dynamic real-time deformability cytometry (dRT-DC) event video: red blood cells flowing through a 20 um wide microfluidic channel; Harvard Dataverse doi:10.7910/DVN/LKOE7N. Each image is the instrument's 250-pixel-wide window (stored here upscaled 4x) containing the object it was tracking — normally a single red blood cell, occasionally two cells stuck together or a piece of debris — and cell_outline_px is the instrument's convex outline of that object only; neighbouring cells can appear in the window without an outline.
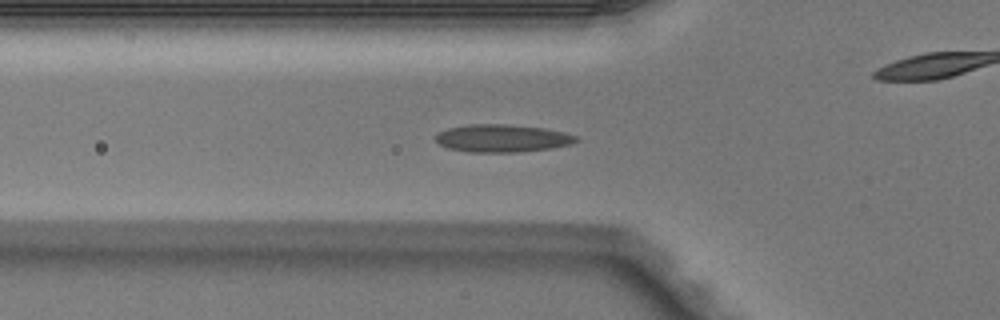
{"species": "Egyptian fruit bat (a non-hibernating species)", "species_latin": "Rousettus aegyptiacus", "temperature_condition": "warm", "stored_images_in_passage": 37, "camera_frame_rate_fps": 3000, "um_per_image_px": 0.085, "animal": {"sex": "male"}, "frame": {"image": 1, "passage_image": 4, "time_ms": 1.0, "image_size_px": [1000, 320], "cell_outline_px": [[580, 140], [572, 144], [552, 148], [520, 152], [468, 152], [448, 148], [440, 144], [436, 140], [436, 136], [440, 132], [448, 128], [468, 124], [508, 124], [544, 128], [564, 132], [576, 136]], "centroid_in_image_um": [42.72, 11.75], "position_along_channel_um": 83.1, "area_um2": 22.72}}
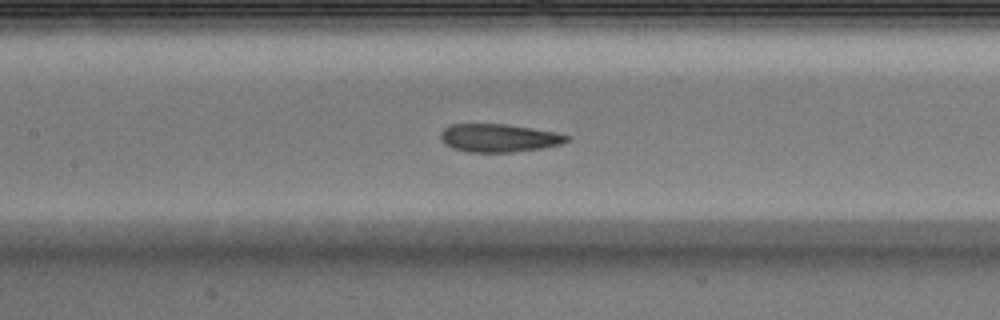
{"frame": {"image": 2, "passage_image": 10, "time_ms": 3.0, "image_size_px": [1000, 320], "cell_outline_px": [[568, 140], [560, 144], [540, 148], [512, 152], [468, 152], [452, 148], [444, 144], [440, 136], [440, 132], [444, 128], [452, 124], [504, 124], [532, 128], [556, 132], [568, 136]], "centroid_in_image_um": [42.35, 11.72], "position_along_channel_um": 165.1, "area_um2": 20.52}}
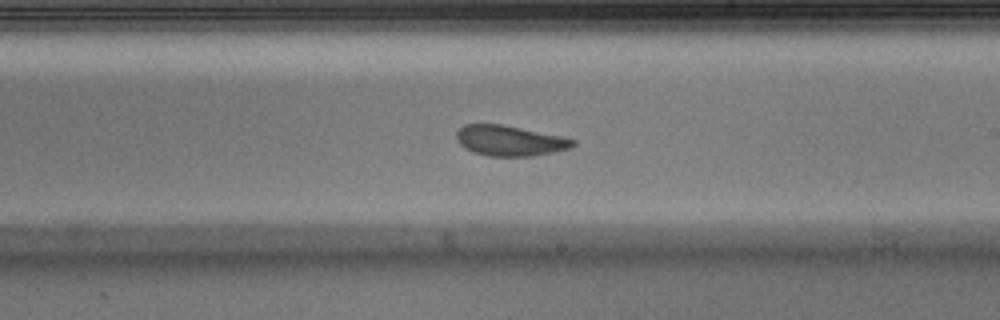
{"frame": {"image": 3, "passage_image": 16, "time_ms": 5.0, "image_size_px": [1000, 320], "cell_outline_px": [[576, 144], [572, 148], [532, 156], [488, 156], [472, 152], [464, 148], [456, 140], [456, 132], [464, 124], [504, 124], [560, 136], [576, 140]], "centroid_in_image_um": [43.31, 11.96], "position_along_channel_um": 245.7, "area_um2": 20.75}, "authors_computed_cell_mechanics": {"area_um2": 21.4438, "velocity_mm_per_s": 4.0428, "shape_relaxation_time_tau1_ms": 10.1766, "shape_relaxation_time_tau2_ms": 2.7279, "deformation_change_tau1": 0.2112, "deformation_change_tau2": 0.0705}}